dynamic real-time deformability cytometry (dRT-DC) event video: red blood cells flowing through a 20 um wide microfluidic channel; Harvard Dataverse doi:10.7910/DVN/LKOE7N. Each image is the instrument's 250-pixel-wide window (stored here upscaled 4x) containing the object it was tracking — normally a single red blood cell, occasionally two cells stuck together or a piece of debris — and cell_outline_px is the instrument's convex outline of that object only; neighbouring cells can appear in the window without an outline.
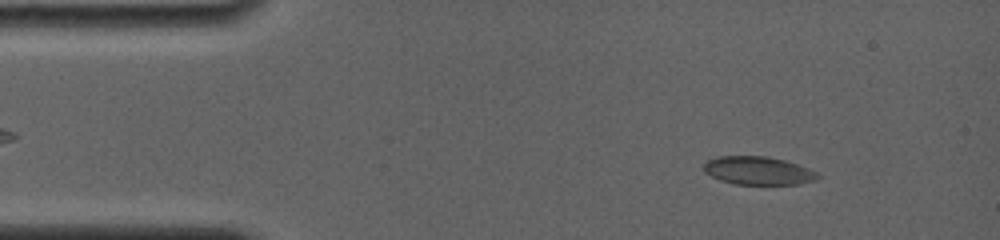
{"species": "common noctule bat (a hibernating species)", "species_latin": "Nyctalus noctula", "temperature_condition": "room temperature", "stored_images_in_passage": 5, "camera_frame_rate_fps": 4000, "um_per_image_px": 0.085, "animal": {"sex": "female", "body_mass_g": 19.0, "forearm_length_mm": 56.7}, "frame": {"image": 1, "passage_image": 2, "time_ms": 0.75, "image_size_px": [1000, 240], "cell_outline_px": [[820, 176], [816, 180], [800, 184], [732, 184], [720, 180], [704, 172], [704, 164], [708, 160], [716, 156], [768, 156], [784, 160], [808, 168], [816, 172]], "centroid_in_image_um": [64.43, 14.5], "position_along_channel_um": 20.6, "area_um2": 18.73}}
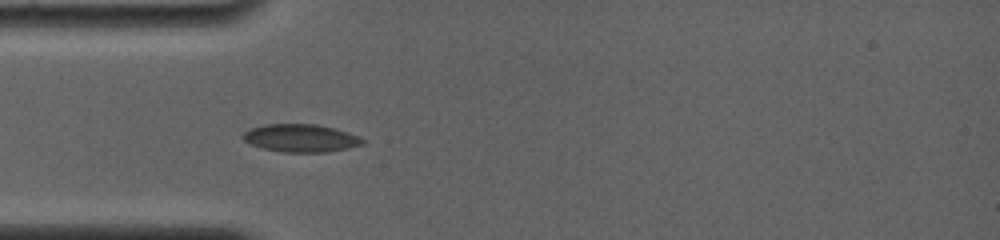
{"frame": {"image": 2, "passage_image": 5, "time_ms": 3.5, "image_size_px": [1000, 240], "cell_outline_px": [[364, 144], [348, 148], [328, 152], [284, 152], [264, 148], [252, 144], [244, 140], [240, 136], [244, 132], [252, 128], [264, 124], [316, 124], [336, 128], [360, 136], [364, 140]], "centroid_in_image_um": [25.6, 11.73], "position_along_channel_um": 59.4, "area_um2": 19.42}}